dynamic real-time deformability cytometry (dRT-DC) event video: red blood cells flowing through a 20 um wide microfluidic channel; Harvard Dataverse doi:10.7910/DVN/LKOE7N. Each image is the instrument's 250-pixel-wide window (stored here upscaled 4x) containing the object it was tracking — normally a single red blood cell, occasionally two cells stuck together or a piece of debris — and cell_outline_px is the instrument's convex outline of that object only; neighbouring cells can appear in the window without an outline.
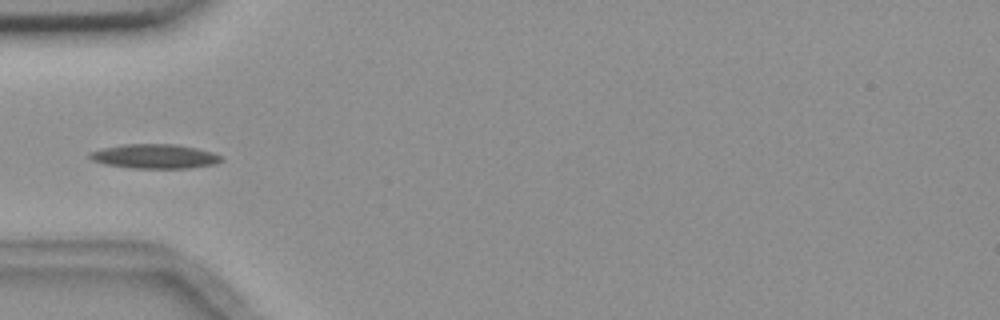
{"species": "common noctule bat (a hibernating species)", "species_latin": "Nyctalus noctula", "temperature_condition": "room temperature", "stored_images_in_passage": 8, "segment_of_instrument_passage": [2, 2], "camera_frame_rate_fps": 3000, "um_per_image_px": 0.085, "animal": {"sex": "female", "body_mass_g": 18.4}, "frame": {"image": 1, "passage_image": 6, "time_ms": 5.667, "image_size_px": [1000, 320], "cell_outline_px": [[224, 160], [216, 164], [188, 168], [132, 168], [104, 164], [92, 160], [88, 156], [88, 152], [104, 148], [124, 144], [176, 144], [196, 148], [212, 152], [224, 156]], "centroid_in_image_um": [13.18, 13.29], "position_along_channel_um": 71.8, "area_um2": 18.79}}
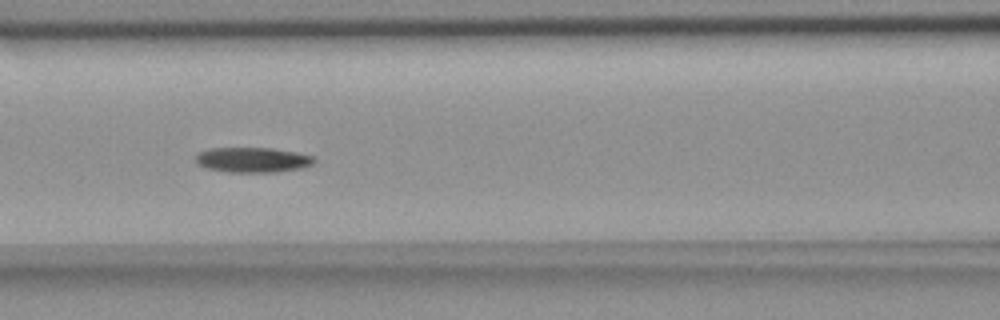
{"frame": {"image": 2, "passage_image": 8, "time_ms": 7.667, "image_size_px": [1000, 320], "cell_outline_px": [[316, 160], [312, 164], [300, 168], [276, 172], [228, 172], [208, 168], [200, 164], [196, 160], [196, 152], [212, 148], [272, 148], [296, 152], [312, 156]], "centroid_in_image_um": [21.47, 13.58], "position_along_channel_um": 145.1, "area_um2": 17.17}}